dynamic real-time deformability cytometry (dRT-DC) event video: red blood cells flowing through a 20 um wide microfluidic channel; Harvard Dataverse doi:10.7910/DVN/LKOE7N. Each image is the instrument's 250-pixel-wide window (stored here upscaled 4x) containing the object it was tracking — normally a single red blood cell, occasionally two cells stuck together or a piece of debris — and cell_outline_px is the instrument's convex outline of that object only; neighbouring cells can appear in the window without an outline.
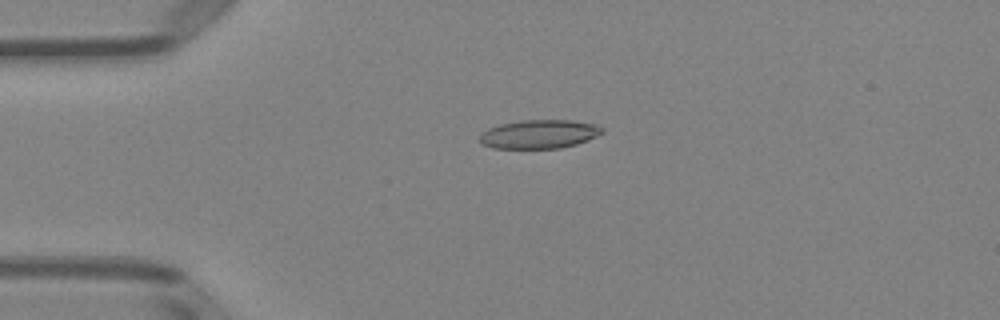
{"species": "Egyptian fruit bat (a non-hibernating species)", "species_latin": "Rousettus aegyptiacus", "temperature_condition": "room temperature", "stored_images_in_passage": 51, "camera_frame_rate_fps": 3000, "um_per_image_px": 0.085, "animal": {"sex": "female"}, "frame": {"image": 1, "passage_image": 12, "time_ms": 3.667, "image_size_px": [1000, 320], "cell_outline_px": [[604, 132], [588, 140], [576, 144], [560, 148], [492, 148], [480, 144], [480, 136], [488, 128], [500, 124], [520, 120], [572, 120], [596, 124], [604, 128]], "centroid_in_image_um": [45.85, 11.4], "position_along_channel_um": 39.2, "area_um2": 20.58}}
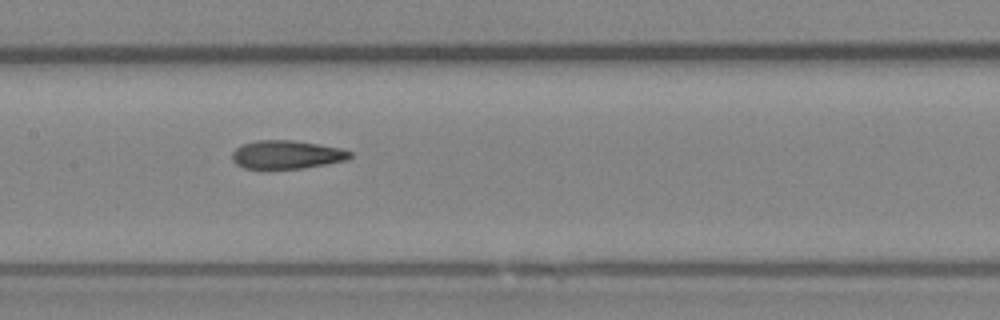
{"frame": {"image": 2, "passage_image": 25, "time_ms": 8.0, "image_size_px": [1000, 320], "cell_outline_px": [[352, 156], [348, 160], [328, 164], [304, 168], [244, 168], [236, 164], [232, 160], [232, 152], [236, 148], [244, 144], [256, 140], [296, 140], [340, 148], [352, 152]], "centroid_in_image_um": [24.39, 13.14], "position_along_channel_um": 183.0, "area_um2": 19.54}}
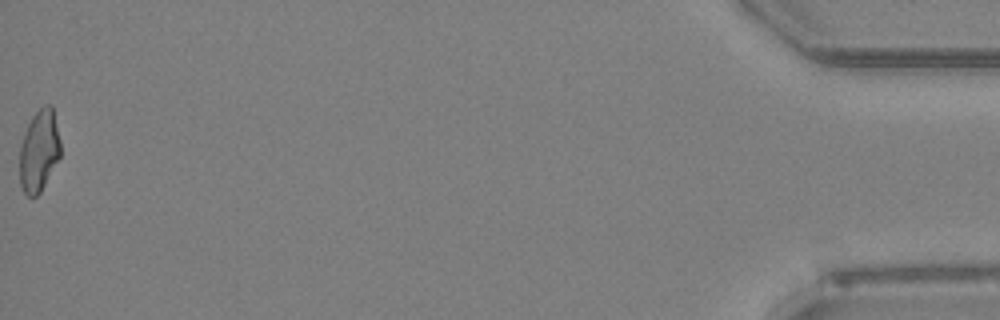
{"frame": {"image": 3, "passage_image": 51, "time_ms": 16.667, "image_size_px": [1000, 320], "cell_outline_px": [[60, 156], [40, 192], [36, 196], [28, 196], [24, 192], [20, 184], [20, 148], [24, 132], [32, 116], [44, 104], [52, 104], [60, 140]], "centroid_in_image_um": [3.32, 12.79], "position_along_channel_um": 431.9, "area_um2": 19.31}, "authors_computed_cell_mechanics": {"area_um2": 19.941, "velocity_mm_per_s": 4.0115, "shape_relaxation_time_tau1_ms": 4.4778, "shape_relaxation_time_tau2_ms": 1.951, "deformation_change_tau1": 0.1762, "deformation_change_tau2": 0.1054}}